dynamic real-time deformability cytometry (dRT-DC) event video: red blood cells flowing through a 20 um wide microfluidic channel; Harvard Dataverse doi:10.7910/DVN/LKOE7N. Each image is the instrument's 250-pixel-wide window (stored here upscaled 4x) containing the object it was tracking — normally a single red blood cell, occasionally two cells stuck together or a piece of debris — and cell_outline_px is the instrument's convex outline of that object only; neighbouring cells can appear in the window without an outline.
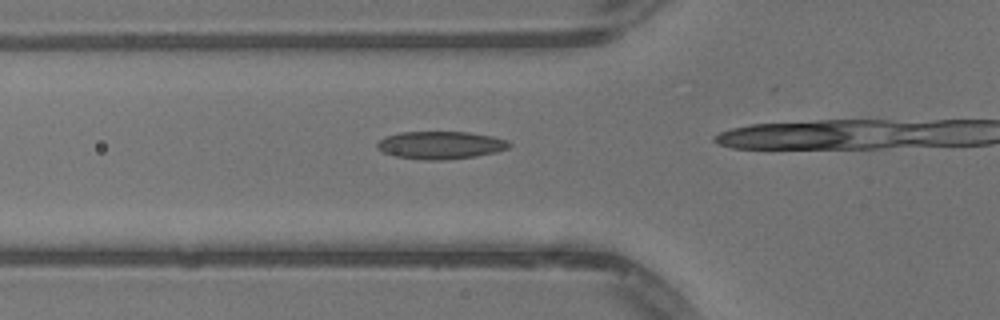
{"species": "common noctule bat (a hibernating species)", "species_latin": "Nyctalus noctula", "temperature_condition": "warm", "stored_images_in_passage": 10, "camera_frame_rate_fps": 3000, "um_per_image_px": 0.085, "animal": {"sex": "male", "body_mass_g": 13.3}, "frame": {"image": 1, "passage_image": 4, "time_ms": 1.0, "image_size_px": [1000, 320], "cell_outline_px": [[512, 144], [508, 148], [496, 152], [476, 156], [444, 160], [424, 160], [396, 156], [384, 152], [376, 148], [376, 144], [384, 136], [400, 132], [468, 132], [492, 136], [508, 140]], "centroid_in_image_um": [37.45, 12.33], "position_along_channel_um": 88.4, "area_um2": 21.39}}
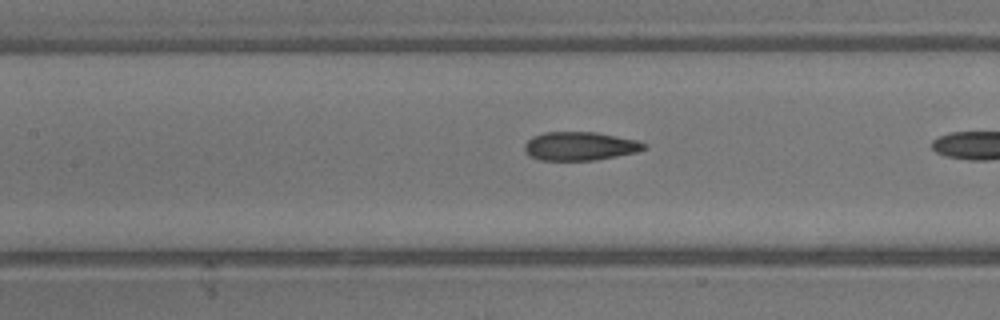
{"frame": {"image": 2, "passage_image": 9, "time_ms": 2.667, "image_size_px": [1000, 320], "cell_outline_px": [[648, 148], [636, 152], [596, 160], [540, 160], [528, 156], [524, 152], [524, 144], [532, 136], [544, 132], [596, 132], [636, 140], [648, 144]], "centroid_in_image_um": [49.27, 12.42], "position_along_channel_um": 158.1, "area_um2": 20.06}}